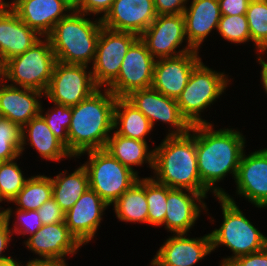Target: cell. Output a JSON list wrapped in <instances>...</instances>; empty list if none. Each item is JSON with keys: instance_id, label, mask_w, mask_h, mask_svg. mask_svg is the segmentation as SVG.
<instances>
[{"instance_id": "obj_32", "label": "cell", "mask_w": 267, "mask_h": 266, "mask_svg": "<svg viewBox=\"0 0 267 266\" xmlns=\"http://www.w3.org/2000/svg\"><path fill=\"white\" fill-rule=\"evenodd\" d=\"M145 178V196L148 202V224L161 226L167 212V186L153 178Z\"/></svg>"}, {"instance_id": "obj_25", "label": "cell", "mask_w": 267, "mask_h": 266, "mask_svg": "<svg viewBox=\"0 0 267 266\" xmlns=\"http://www.w3.org/2000/svg\"><path fill=\"white\" fill-rule=\"evenodd\" d=\"M21 153L26 141L36 148L39 155L46 160L60 161L62 158L73 157L67 147L55 137L54 133L39 114L21 128Z\"/></svg>"}, {"instance_id": "obj_33", "label": "cell", "mask_w": 267, "mask_h": 266, "mask_svg": "<svg viewBox=\"0 0 267 266\" xmlns=\"http://www.w3.org/2000/svg\"><path fill=\"white\" fill-rule=\"evenodd\" d=\"M16 159L0 163V201L11 202L23 189L26 181Z\"/></svg>"}, {"instance_id": "obj_8", "label": "cell", "mask_w": 267, "mask_h": 266, "mask_svg": "<svg viewBox=\"0 0 267 266\" xmlns=\"http://www.w3.org/2000/svg\"><path fill=\"white\" fill-rule=\"evenodd\" d=\"M39 40L26 52L7 61L9 85L28 88L45 94L56 63V57L47 37Z\"/></svg>"}, {"instance_id": "obj_9", "label": "cell", "mask_w": 267, "mask_h": 266, "mask_svg": "<svg viewBox=\"0 0 267 266\" xmlns=\"http://www.w3.org/2000/svg\"><path fill=\"white\" fill-rule=\"evenodd\" d=\"M89 66L56 61L49 86L44 94L51 102L75 106L100 89Z\"/></svg>"}, {"instance_id": "obj_42", "label": "cell", "mask_w": 267, "mask_h": 266, "mask_svg": "<svg viewBox=\"0 0 267 266\" xmlns=\"http://www.w3.org/2000/svg\"><path fill=\"white\" fill-rule=\"evenodd\" d=\"M251 0H218L221 15H246Z\"/></svg>"}, {"instance_id": "obj_49", "label": "cell", "mask_w": 267, "mask_h": 266, "mask_svg": "<svg viewBox=\"0 0 267 266\" xmlns=\"http://www.w3.org/2000/svg\"><path fill=\"white\" fill-rule=\"evenodd\" d=\"M15 262H0V266H14Z\"/></svg>"}, {"instance_id": "obj_12", "label": "cell", "mask_w": 267, "mask_h": 266, "mask_svg": "<svg viewBox=\"0 0 267 266\" xmlns=\"http://www.w3.org/2000/svg\"><path fill=\"white\" fill-rule=\"evenodd\" d=\"M139 37L157 60L197 51L190 45L176 51L184 40L187 42L183 14L158 15Z\"/></svg>"}, {"instance_id": "obj_41", "label": "cell", "mask_w": 267, "mask_h": 266, "mask_svg": "<svg viewBox=\"0 0 267 266\" xmlns=\"http://www.w3.org/2000/svg\"><path fill=\"white\" fill-rule=\"evenodd\" d=\"M114 0H81L80 10L78 12L84 13L87 16L92 13L95 15L102 14L100 19L106 15L110 10Z\"/></svg>"}, {"instance_id": "obj_47", "label": "cell", "mask_w": 267, "mask_h": 266, "mask_svg": "<svg viewBox=\"0 0 267 266\" xmlns=\"http://www.w3.org/2000/svg\"><path fill=\"white\" fill-rule=\"evenodd\" d=\"M64 3L71 11H79L81 0H60Z\"/></svg>"}, {"instance_id": "obj_34", "label": "cell", "mask_w": 267, "mask_h": 266, "mask_svg": "<svg viewBox=\"0 0 267 266\" xmlns=\"http://www.w3.org/2000/svg\"><path fill=\"white\" fill-rule=\"evenodd\" d=\"M21 127L0 116V163L20 157Z\"/></svg>"}, {"instance_id": "obj_14", "label": "cell", "mask_w": 267, "mask_h": 266, "mask_svg": "<svg viewBox=\"0 0 267 266\" xmlns=\"http://www.w3.org/2000/svg\"><path fill=\"white\" fill-rule=\"evenodd\" d=\"M198 51L155 61L152 88L177 100L186 87L194 67L202 60Z\"/></svg>"}, {"instance_id": "obj_48", "label": "cell", "mask_w": 267, "mask_h": 266, "mask_svg": "<svg viewBox=\"0 0 267 266\" xmlns=\"http://www.w3.org/2000/svg\"><path fill=\"white\" fill-rule=\"evenodd\" d=\"M8 7V2H5V0H0V12L6 10Z\"/></svg>"}, {"instance_id": "obj_50", "label": "cell", "mask_w": 267, "mask_h": 266, "mask_svg": "<svg viewBox=\"0 0 267 266\" xmlns=\"http://www.w3.org/2000/svg\"><path fill=\"white\" fill-rule=\"evenodd\" d=\"M219 266H235V265L232 262H229V263L220 264Z\"/></svg>"}, {"instance_id": "obj_35", "label": "cell", "mask_w": 267, "mask_h": 266, "mask_svg": "<svg viewBox=\"0 0 267 266\" xmlns=\"http://www.w3.org/2000/svg\"><path fill=\"white\" fill-rule=\"evenodd\" d=\"M217 31L231 43L244 44L251 41L246 15H221Z\"/></svg>"}, {"instance_id": "obj_39", "label": "cell", "mask_w": 267, "mask_h": 266, "mask_svg": "<svg viewBox=\"0 0 267 266\" xmlns=\"http://www.w3.org/2000/svg\"><path fill=\"white\" fill-rule=\"evenodd\" d=\"M11 208L4 209L3 215L0 216V262H15L11 256H4V252L11 240L13 235L12 231L9 228V221L12 216Z\"/></svg>"}, {"instance_id": "obj_16", "label": "cell", "mask_w": 267, "mask_h": 266, "mask_svg": "<svg viewBox=\"0 0 267 266\" xmlns=\"http://www.w3.org/2000/svg\"><path fill=\"white\" fill-rule=\"evenodd\" d=\"M157 16L154 0H114L101 22L108 29L140 36Z\"/></svg>"}, {"instance_id": "obj_13", "label": "cell", "mask_w": 267, "mask_h": 266, "mask_svg": "<svg viewBox=\"0 0 267 266\" xmlns=\"http://www.w3.org/2000/svg\"><path fill=\"white\" fill-rule=\"evenodd\" d=\"M125 98L148 118L152 127L155 121L171 126L173 130L167 135H184L190 131L191 125L181 115L177 101L152 87L132 91Z\"/></svg>"}, {"instance_id": "obj_40", "label": "cell", "mask_w": 267, "mask_h": 266, "mask_svg": "<svg viewBox=\"0 0 267 266\" xmlns=\"http://www.w3.org/2000/svg\"><path fill=\"white\" fill-rule=\"evenodd\" d=\"M189 0H154L157 15L183 14Z\"/></svg>"}, {"instance_id": "obj_10", "label": "cell", "mask_w": 267, "mask_h": 266, "mask_svg": "<svg viewBox=\"0 0 267 266\" xmlns=\"http://www.w3.org/2000/svg\"><path fill=\"white\" fill-rule=\"evenodd\" d=\"M138 38L134 33L102 26L91 67L94 83L99 88L108 87L117 78L128 49Z\"/></svg>"}, {"instance_id": "obj_36", "label": "cell", "mask_w": 267, "mask_h": 266, "mask_svg": "<svg viewBox=\"0 0 267 266\" xmlns=\"http://www.w3.org/2000/svg\"><path fill=\"white\" fill-rule=\"evenodd\" d=\"M55 108L49 109L46 114H42L41 105L40 115L44 118L55 137L59 139L68 150V130L71 123L72 107L55 103Z\"/></svg>"}, {"instance_id": "obj_4", "label": "cell", "mask_w": 267, "mask_h": 266, "mask_svg": "<svg viewBox=\"0 0 267 266\" xmlns=\"http://www.w3.org/2000/svg\"><path fill=\"white\" fill-rule=\"evenodd\" d=\"M71 13V14H70ZM86 14L71 11L46 36L56 61L66 64L89 65L95 59L102 22L85 18Z\"/></svg>"}, {"instance_id": "obj_11", "label": "cell", "mask_w": 267, "mask_h": 266, "mask_svg": "<svg viewBox=\"0 0 267 266\" xmlns=\"http://www.w3.org/2000/svg\"><path fill=\"white\" fill-rule=\"evenodd\" d=\"M156 59L140 37L128 49L117 78L107 87L117 98L152 86Z\"/></svg>"}, {"instance_id": "obj_2", "label": "cell", "mask_w": 267, "mask_h": 266, "mask_svg": "<svg viewBox=\"0 0 267 266\" xmlns=\"http://www.w3.org/2000/svg\"><path fill=\"white\" fill-rule=\"evenodd\" d=\"M98 89L90 97L72 107L68 130V151L78 157L89 150L104 149L114 130L117 97L107 88Z\"/></svg>"}, {"instance_id": "obj_38", "label": "cell", "mask_w": 267, "mask_h": 266, "mask_svg": "<svg viewBox=\"0 0 267 266\" xmlns=\"http://www.w3.org/2000/svg\"><path fill=\"white\" fill-rule=\"evenodd\" d=\"M38 215L43 225H51L64 222L65 213L52 197L38 210Z\"/></svg>"}, {"instance_id": "obj_23", "label": "cell", "mask_w": 267, "mask_h": 266, "mask_svg": "<svg viewBox=\"0 0 267 266\" xmlns=\"http://www.w3.org/2000/svg\"><path fill=\"white\" fill-rule=\"evenodd\" d=\"M42 37L8 7L0 12V52L6 61L23 54Z\"/></svg>"}, {"instance_id": "obj_51", "label": "cell", "mask_w": 267, "mask_h": 266, "mask_svg": "<svg viewBox=\"0 0 267 266\" xmlns=\"http://www.w3.org/2000/svg\"><path fill=\"white\" fill-rule=\"evenodd\" d=\"M68 263H60L58 266H68Z\"/></svg>"}, {"instance_id": "obj_21", "label": "cell", "mask_w": 267, "mask_h": 266, "mask_svg": "<svg viewBox=\"0 0 267 266\" xmlns=\"http://www.w3.org/2000/svg\"><path fill=\"white\" fill-rule=\"evenodd\" d=\"M9 7L42 37H46L71 12L60 0H13Z\"/></svg>"}, {"instance_id": "obj_29", "label": "cell", "mask_w": 267, "mask_h": 266, "mask_svg": "<svg viewBox=\"0 0 267 266\" xmlns=\"http://www.w3.org/2000/svg\"><path fill=\"white\" fill-rule=\"evenodd\" d=\"M112 205L119 221L148 223V202L145 196V178L126 190Z\"/></svg>"}, {"instance_id": "obj_17", "label": "cell", "mask_w": 267, "mask_h": 266, "mask_svg": "<svg viewBox=\"0 0 267 266\" xmlns=\"http://www.w3.org/2000/svg\"><path fill=\"white\" fill-rule=\"evenodd\" d=\"M25 246L39 255L40 260L66 263V255H74L82 245L70 233L65 222L42 227L25 242Z\"/></svg>"}, {"instance_id": "obj_31", "label": "cell", "mask_w": 267, "mask_h": 266, "mask_svg": "<svg viewBox=\"0 0 267 266\" xmlns=\"http://www.w3.org/2000/svg\"><path fill=\"white\" fill-rule=\"evenodd\" d=\"M251 42L257 51L267 48V0H251L246 11Z\"/></svg>"}, {"instance_id": "obj_20", "label": "cell", "mask_w": 267, "mask_h": 266, "mask_svg": "<svg viewBox=\"0 0 267 266\" xmlns=\"http://www.w3.org/2000/svg\"><path fill=\"white\" fill-rule=\"evenodd\" d=\"M206 194L167 187V212L162 225L174 234H187L200 217L202 208L207 211L203 201Z\"/></svg>"}, {"instance_id": "obj_1", "label": "cell", "mask_w": 267, "mask_h": 266, "mask_svg": "<svg viewBox=\"0 0 267 266\" xmlns=\"http://www.w3.org/2000/svg\"><path fill=\"white\" fill-rule=\"evenodd\" d=\"M245 138L240 131L231 129L213 130L211 123L196 124V157L198 172L203 186L216 197L224 196L217 182L228 173L234 180L245 147Z\"/></svg>"}, {"instance_id": "obj_7", "label": "cell", "mask_w": 267, "mask_h": 266, "mask_svg": "<svg viewBox=\"0 0 267 266\" xmlns=\"http://www.w3.org/2000/svg\"><path fill=\"white\" fill-rule=\"evenodd\" d=\"M84 153L89 157V161L83 164L88 173L89 188L109 206L140 178L104 149L89 150L78 156L81 157Z\"/></svg>"}, {"instance_id": "obj_28", "label": "cell", "mask_w": 267, "mask_h": 266, "mask_svg": "<svg viewBox=\"0 0 267 266\" xmlns=\"http://www.w3.org/2000/svg\"><path fill=\"white\" fill-rule=\"evenodd\" d=\"M114 129L123 137L146 141L153 127L148 118L126 98H117L114 109Z\"/></svg>"}, {"instance_id": "obj_5", "label": "cell", "mask_w": 267, "mask_h": 266, "mask_svg": "<svg viewBox=\"0 0 267 266\" xmlns=\"http://www.w3.org/2000/svg\"><path fill=\"white\" fill-rule=\"evenodd\" d=\"M217 198L222 207L223 223L209 233L212 251L219 245H225L234 254L223 258L220 264L263 250L267 246V237L246 218L234 199L227 193Z\"/></svg>"}, {"instance_id": "obj_6", "label": "cell", "mask_w": 267, "mask_h": 266, "mask_svg": "<svg viewBox=\"0 0 267 266\" xmlns=\"http://www.w3.org/2000/svg\"><path fill=\"white\" fill-rule=\"evenodd\" d=\"M227 77L205 66L202 60L194 67L189 82L176 100L181 115L191 126L208 123L200 116L201 112L224 93L230 82Z\"/></svg>"}, {"instance_id": "obj_45", "label": "cell", "mask_w": 267, "mask_h": 266, "mask_svg": "<svg viewBox=\"0 0 267 266\" xmlns=\"http://www.w3.org/2000/svg\"><path fill=\"white\" fill-rule=\"evenodd\" d=\"M259 55L257 57L259 64L262 66V70H261V81H262V85L265 88V92L267 93V61L265 62L264 59L260 56L262 53H264V51H258L257 52Z\"/></svg>"}, {"instance_id": "obj_52", "label": "cell", "mask_w": 267, "mask_h": 266, "mask_svg": "<svg viewBox=\"0 0 267 266\" xmlns=\"http://www.w3.org/2000/svg\"><path fill=\"white\" fill-rule=\"evenodd\" d=\"M0 203H1V201H0ZM1 208H2V206H0V209ZM3 212H4V210H0V216L3 215Z\"/></svg>"}, {"instance_id": "obj_37", "label": "cell", "mask_w": 267, "mask_h": 266, "mask_svg": "<svg viewBox=\"0 0 267 266\" xmlns=\"http://www.w3.org/2000/svg\"><path fill=\"white\" fill-rule=\"evenodd\" d=\"M15 213L17 215L16 216L17 222L13 224L14 225L13 229L10 227V230H12V233L24 235V236L26 234H29V236H31L35 234L43 225L40 220L37 210L24 211V210L16 209Z\"/></svg>"}, {"instance_id": "obj_18", "label": "cell", "mask_w": 267, "mask_h": 266, "mask_svg": "<svg viewBox=\"0 0 267 266\" xmlns=\"http://www.w3.org/2000/svg\"><path fill=\"white\" fill-rule=\"evenodd\" d=\"M109 205L91 188L85 191L73 207L65 213L64 222L70 233L81 244L90 242Z\"/></svg>"}, {"instance_id": "obj_30", "label": "cell", "mask_w": 267, "mask_h": 266, "mask_svg": "<svg viewBox=\"0 0 267 266\" xmlns=\"http://www.w3.org/2000/svg\"><path fill=\"white\" fill-rule=\"evenodd\" d=\"M53 197L51 177L44 175L31 176L23 189L11 201L16 209L28 211L38 210L45 202Z\"/></svg>"}, {"instance_id": "obj_44", "label": "cell", "mask_w": 267, "mask_h": 266, "mask_svg": "<svg viewBox=\"0 0 267 266\" xmlns=\"http://www.w3.org/2000/svg\"><path fill=\"white\" fill-rule=\"evenodd\" d=\"M22 262H18L15 260L14 266H24L21 264ZM21 264V265H20ZM60 263L52 261V260H40L39 258H34L33 260L27 261L25 266H58Z\"/></svg>"}, {"instance_id": "obj_26", "label": "cell", "mask_w": 267, "mask_h": 266, "mask_svg": "<svg viewBox=\"0 0 267 266\" xmlns=\"http://www.w3.org/2000/svg\"><path fill=\"white\" fill-rule=\"evenodd\" d=\"M104 150L137 175L138 172L133 166L148 163L149 167L154 169V149L149 150L147 141L126 138L114 131L108 138Z\"/></svg>"}, {"instance_id": "obj_19", "label": "cell", "mask_w": 267, "mask_h": 266, "mask_svg": "<svg viewBox=\"0 0 267 266\" xmlns=\"http://www.w3.org/2000/svg\"><path fill=\"white\" fill-rule=\"evenodd\" d=\"M187 234H174L167 238L151 261V266H193L211 254V237L187 238Z\"/></svg>"}, {"instance_id": "obj_22", "label": "cell", "mask_w": 267, "mask_h": 266, "mask_svg": "<svg viewBox=\"0 0 267 266\" xmlns=\"http://www.w3.org/2000/svg\"><path fill=\"white\" fill-rule=\"evenodd\" d=\"M43 92L4 84L0 87V115L21 128L40 114Z\"/></svg>"}, {"instance_id": "obj_15", "label": "cell", "mask_w": 267, "mask_h": 266, "mask_svg": "<svg viewBox=\"0 0 267 266\" xmlns=\"http://www.w3.org/2000/svg\"><path fill=\"white\" fill-rule=\"evenodd\" d=\"M236 193L258 208H267V148L242 155L235 178Z\"/></svg>"}, {"instance_id": "obj_24", "label": "cell", "mask_w": 267, "mask_h": 266, "mask_svg": "<svg viewBox=\"0 0 267 266\" xmlns=\"http://www.w3.org/2000/svg\"><path fill=\"white\" fill-rule=\"evenodd\" d=\"M190 5L183 13L185 33L187 44L198 51L210 32L218 29L221 13L218 0H192Z\"/></svg>"}, {"instance_id": "obj_46", "label": "cell", "mask_w": 267, "mask_h": 266, "mask_svg": "<svg viewBox=\"0 0 267 266\" xmlns=\"http://www.w3.org/2000/svg\"><path fill=\"white\" fill-rule=\"evenodd\" d=\"M6 67L7 61L5 60L3 54L0 52V87L3 86L5 84L4 82L7 80Z\"/></svg>"}, {"instance_id": "obj_43", "label": "cell", "mask_w": 267, "mask_h": 266, "mask_svg": "<svg viewBox=\"0 0 267 266\" xmlns=\"http://www.w3.org/2000/svg\"><path fill=\"white\" fill-rule=\"evenodd\" d=\"M232 263L235 266H267V246L261 251L237 257Z\"/></svg>"}, {"instance_id": "obj_27", "label": "cell", "mask_w": 267, "mask_h": 266, "mask_svg": "<svg viewBox=\"0 0 267 266\" xmlns=\"http://www.w3.org/2000/svg\"><path fill=\"white\" fill-rule=\"evenodd\" d=\"M66 170L52 178V193L56 203L66 213L80 199V196L89 189V177L83 164L71 174ZM66 175V176H65Z\"/></svg>"}, {"instance_id": "obj_3", "label": "cell", "mask_w": 267, "mask_h": 266, "mask_svg": "<svg viewBox=\"0 0 267 266\" xmlns=\"http://www.w3.org/2000/svg\"><path fill=\"white\" fill-rule=\"evenodd\" d=\"M162 141L154 148L153 179L169 188L208 193L198 172L196 125L187 134L167 135Z\"/></svg>"}]
</instances>
